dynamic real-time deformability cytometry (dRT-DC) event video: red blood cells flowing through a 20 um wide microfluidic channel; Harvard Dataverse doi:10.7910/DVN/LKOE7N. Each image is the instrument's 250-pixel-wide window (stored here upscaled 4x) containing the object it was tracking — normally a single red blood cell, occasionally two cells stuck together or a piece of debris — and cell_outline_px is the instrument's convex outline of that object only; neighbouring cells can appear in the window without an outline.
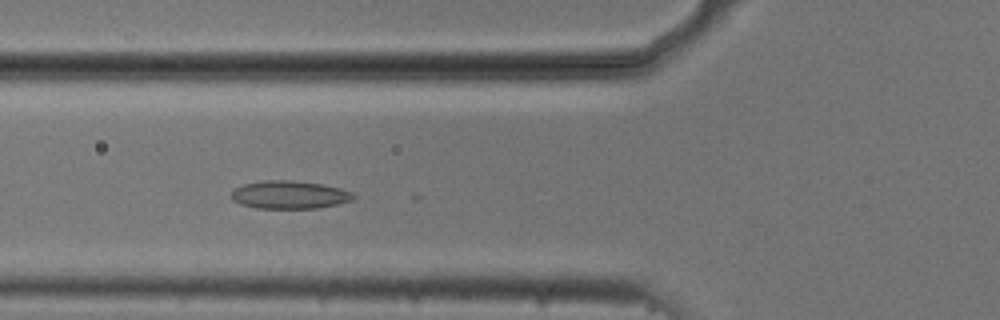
{"species": "common noctule bat (a hibernating species)", "species_latin": "Nyctalus noctula", "temperature_condition": "cold", "stored_images_in_passage": 21, "camera_frame_rate_fps": 3000, "um_per_image_px": 0.085, "animal": {"sex": "male", "body_mass_g": 20.5, "forearm_length_mm": 52.5}, "frame": {"image": 1, "passage_image": 6, "time_ms": 1.667, "image_size_px": [1000, 320], "cell_outline_px": [[356, 196], [352, 200], [336, 204], [316, 208], [256, 208], [240, 204], [232, 200], [232, 188], [240, 184], [264, 180], [292, 180], [324, 184], [340, 188], [352, 192]], "centroid_in_image_um": [24.56, 16.54], "position_along_channel_um": 101.2, "area_um2": 20.11}}
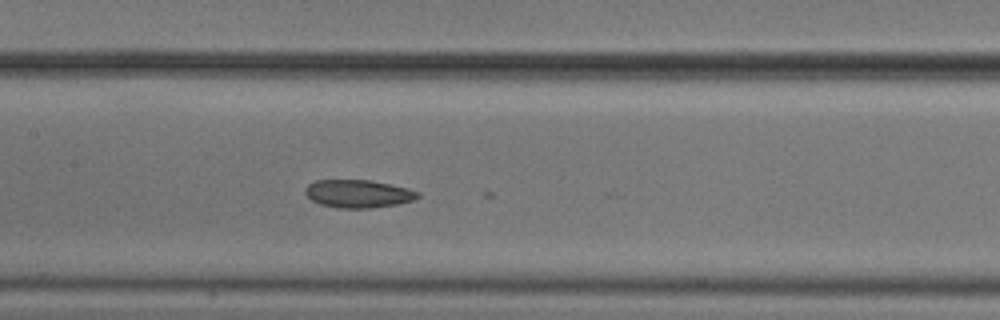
{"frame": {"image": 2, "passage_image": 12, "time_ms": 3.667, "image_size_px": [1000, 320], "cell_outline_px": [[420, 196], [412, 200], [396, 204], [372, 208], [336, 208], [320, 204], [312, 200], [304, 192], [304, 188], [308, 184], [316, 180], [372, 180], [408, 188], [420, 192]], "centroid_in_image_um": [30.43, 16.46], "position_along_channel_um": 177.0, "area_um2": 18.38}}
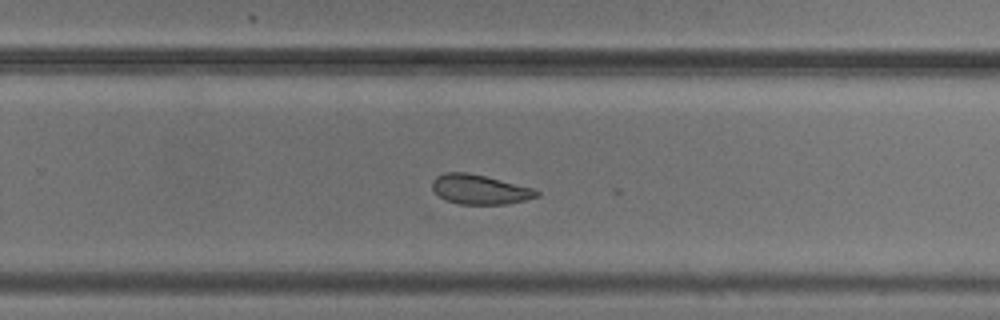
{"frame": {"image": 3, "passage_image": 21, "time_ms": 6.667, "image_size_px": [1000, 320], "cell_outline_px": [[540, 196], [508, 204], [460, 204], [448, 200], [440, 196], [432, 188], [432, 180], [436, 176], [444, 172], [468, 172], [536, 188], [540, 192]], "centroid_in_image_um": [40.82, 16.09], "position_along_channel_um": 289.0, "area_um2": 18.09}}